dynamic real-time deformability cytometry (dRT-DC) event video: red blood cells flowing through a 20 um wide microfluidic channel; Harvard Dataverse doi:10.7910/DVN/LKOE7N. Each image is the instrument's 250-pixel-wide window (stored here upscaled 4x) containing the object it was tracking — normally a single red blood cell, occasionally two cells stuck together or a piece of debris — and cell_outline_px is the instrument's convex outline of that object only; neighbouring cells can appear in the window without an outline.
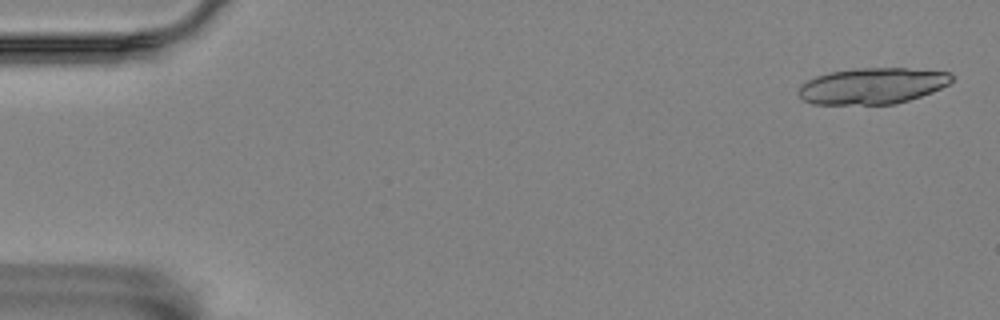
{"species": "Egyptian fruit bat (a non-hibernating species)", "species_latin": "Rousettus aegyptiacus", "temperature_condition": "room temperature", "stored_images_in_passage": 5, "camera_frame_rate_fps": 3000, "um_per_image_px": 0.085, "animal": {"sex": "female"}, "frame": {"image": 1, "passage_image": 1, "time_ms": 0.0, "image_size_px": [1000, 320], "cell_outline_px": [[952, 80], [948, 84], [932, 92], [896, 104], [812, 104], [804, 100], [796, 92], [800, 84], [816, 76], [832, 72], [856, 68], [904, 68], [948, 72], [952, 76]], "centroid_in_image_um": [74.11, 7.3], "position_along_channel_um": 10.9, "area_um2": 32.14}}
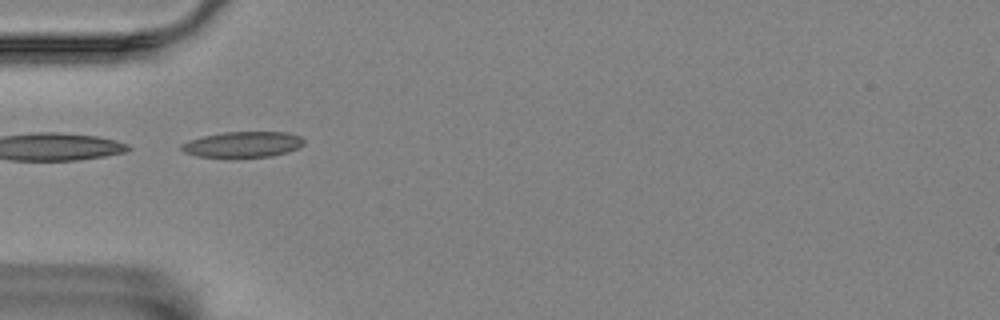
{"frame": {"image": 2, "passage_image": 5, "time_ms": 1.333, "image_size_px": [1000, 320], "cell_outline_px": [[304, 144], [300, 148], [288, 152], [272, 156], [236, 160], [228, 160], [196, 156], [184, 152], [180, 148], [180, 144], [188, 140], [204, 136], [224, 132], [288, 132], [300, 136], [304, 140]], "centroid_in_image_um": [20.62, 12.33], "position_along_channel_um": 64.4, "area_um2": 19.42}}